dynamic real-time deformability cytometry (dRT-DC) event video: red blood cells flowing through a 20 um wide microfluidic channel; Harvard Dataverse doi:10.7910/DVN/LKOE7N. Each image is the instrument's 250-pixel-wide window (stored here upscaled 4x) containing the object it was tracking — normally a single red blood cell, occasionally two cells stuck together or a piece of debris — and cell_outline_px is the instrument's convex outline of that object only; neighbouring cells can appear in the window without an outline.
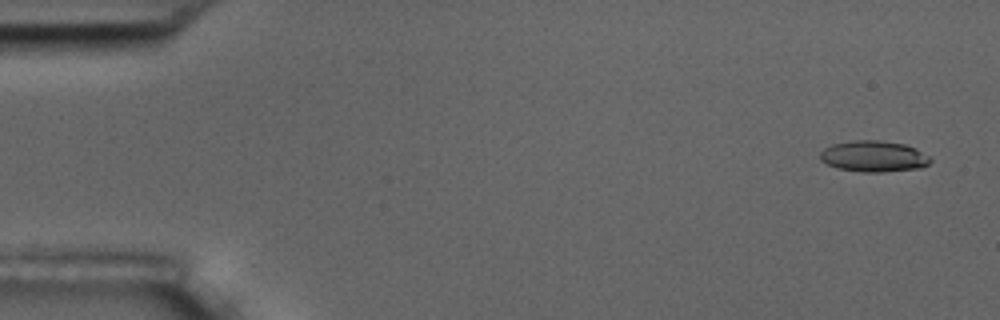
{"species": "common noctule bat (a hibernating species)", "species_latin": "Nyctalus noctula", "temperature_condition": "room temperature", "stored_images_in_passage": 4, "camera_frame_rate_fps": 3000, "um_per_image_px": 0.085, "animal": {"sex": "male", "body_mass_g": 17.5, "forearm_length_mm": 52.3}, "frame": {"image": 1, "passage_image": 1, "time_ms": 0.0, "image_size_px": [1000, 320], "cell_outline_px": [[932, 160], [928, 164], [920, 168], [880, 172], [864, 172], [840, 168], [828, 164], [820, 160], [820, 152], [824, 148], [832, 144], [856, 140], [880, 140], [904, 144], [916, 148], [928, 156]], "centroid_in_image_um": [74.27, 13.28], "position_along_channel_um": 10.7, "area_um2": 19.83}}